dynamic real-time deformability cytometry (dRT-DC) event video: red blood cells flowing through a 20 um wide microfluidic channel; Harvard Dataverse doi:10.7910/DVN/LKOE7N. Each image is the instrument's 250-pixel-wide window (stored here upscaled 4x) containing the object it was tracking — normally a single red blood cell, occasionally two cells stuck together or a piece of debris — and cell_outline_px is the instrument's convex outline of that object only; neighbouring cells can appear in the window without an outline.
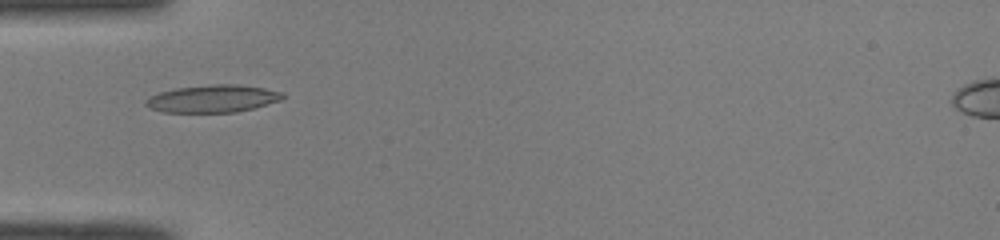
{"species": "common noctule bat (a hibernating species)", "species_latin": "Nyctalus noctula", "temperature_condition": "room temperature", "stored_images_in_passage": 36, "camera_frame_rate_fps": 3000, "um_per_image_px": 0.085, "animal": {"sex": "male", "body_mass_g": 19.0, "forearm_length_mm": 50.8}, "frame": {"image": 1, "passage_image": 2, "time_ms": 0.333, "image_size_px": [1000, 240], "cell_outline_px": [[284, 96], [280, 100], [252, 108], [236, 112], [164, 112], [152, 108], [144, 104], [152, 96], [160, 92], [176, 88], [212, 84], [236, 84], [264, 88], [284, 92]], "centroid_in_image_um": [18.12, 8.38], "position_along_channel_um": 66.9, "area_um2": 21.56}}
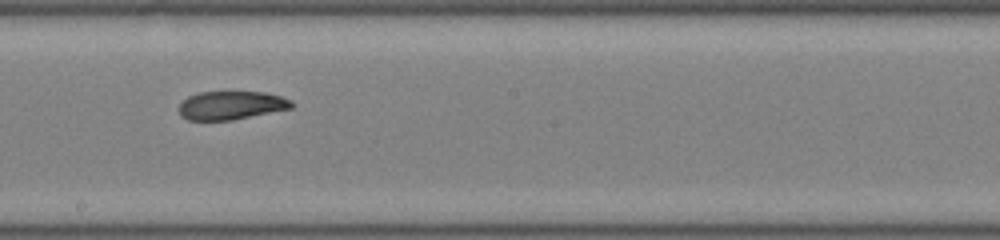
{"frame": {"image": 2, "passage_image": 14, "time_ms": 4.333, "image_size_px": [1000, 240], "cell_outline_px": [[292, 108], [232, 120], [188, 120], [180, 116], [180, 104], [188, 96], [200, 92], [264, 92], [280, 96], [292, 100]], "centroid_in_image_um": [19.64, 8.95], "position_along_channel_um": 228.6, "area_um2": 18.55}}
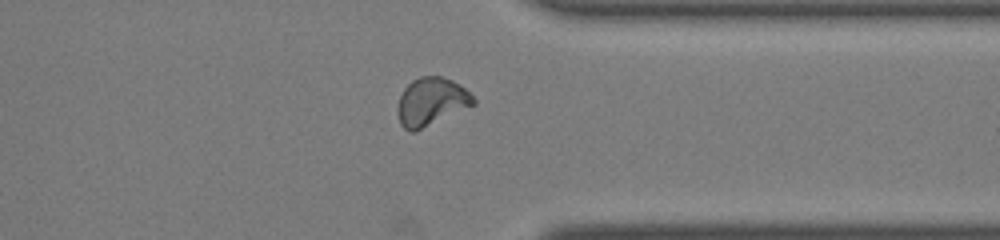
{"frame": {"image": 3, "passage_image": 25, "time_ms": 8.0, "image_size_px": [1000, 240], "cell_outline_px": [[476, 104], [416, 132], [408, 132], [400, 124], [396, 112], [396, 108], [400, 96], [404, 88], [412, 80], [420, 76], [440, 76], [452, 80], [460, 84], [476, 100]], "centroid_in_image_um": [36.63, 8.67], "position_along_channel_um": 374.8, "area_um2": 21.5}, "authors_computed_cell_mechanics": {"area_um2": 20.0855, "velocity_mm_per_s": 4.0624, "shape_relaxation_time_tau1_ms": null, "shape_relaxation_time_tau2_ms": 2.5905, "deformation_change_tau1": null, "deformation_change_tau2": 0.082}}